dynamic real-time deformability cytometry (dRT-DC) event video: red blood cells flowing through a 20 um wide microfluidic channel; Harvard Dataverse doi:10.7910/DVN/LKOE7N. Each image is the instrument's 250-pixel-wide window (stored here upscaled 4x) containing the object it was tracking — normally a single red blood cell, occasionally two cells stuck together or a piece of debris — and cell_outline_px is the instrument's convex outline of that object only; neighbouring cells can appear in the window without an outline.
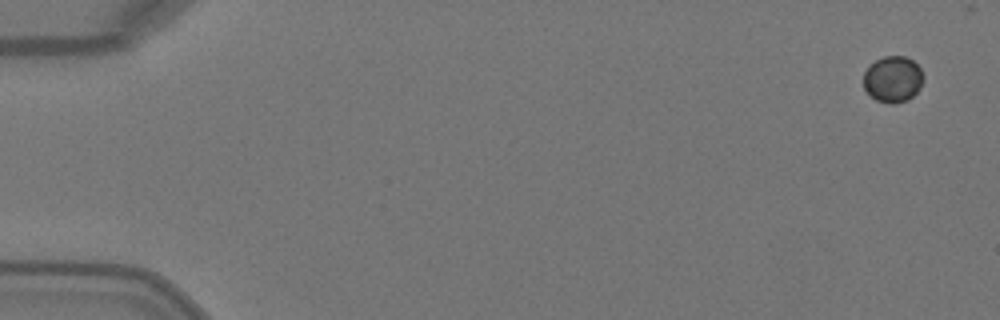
{"species": "Egyptian fruit bat (a non-hibernating species)", "species_latin": "Rousettus aegyptiacus", "temperature_condition": "warm", "stored_images_in_passage": 4, "camera_frame_rate_fps": 3000, "um_per_image_px": 0.085, "animal": {"sex": "female"}, "frame": {"image": 1, "passage_image": 1, "time_ms": 0.0, "image_size_px": [1000, 320], "cell_outline_px": [[924, 76], [920, 88], [908, 100], [892, 104], [888, 104], [876, 100], [864, 88], [864, 72], [876, 60], [884, 56], [904, 56], [912, 60], [920, 68]], "centroid_in_image_um": [75.91, 6.74], "position_along_channel_um": 9.1, "area_um2": 16.01}}
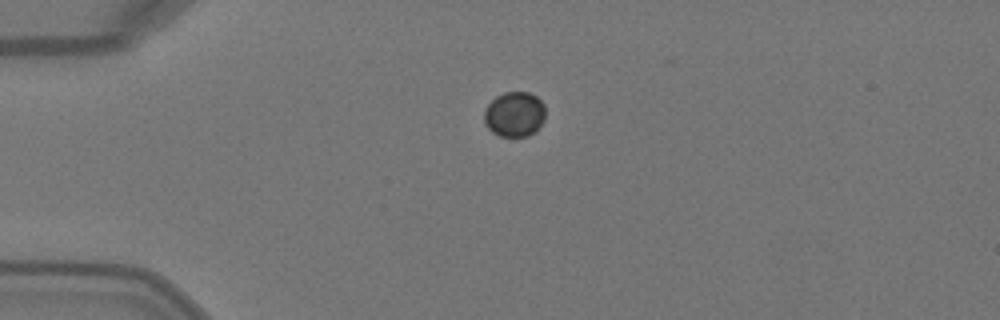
{"frame": {"image": 2, "passage_image": 4, "time_ms": 1.0, "image_size_px": [1000, 320], "cell_outline_px": [[544, 120], [536, 132], [528, 136], [500, 136], [492, 132], [484, 124], [484, 108], [496, 96], [504, 92], [528, 92], [536, 96], [544, 104]], "centroid_in_image_um": [43.72, 9.71], "position_along_channel_um": 41.3, "area_um2": 16.24}}